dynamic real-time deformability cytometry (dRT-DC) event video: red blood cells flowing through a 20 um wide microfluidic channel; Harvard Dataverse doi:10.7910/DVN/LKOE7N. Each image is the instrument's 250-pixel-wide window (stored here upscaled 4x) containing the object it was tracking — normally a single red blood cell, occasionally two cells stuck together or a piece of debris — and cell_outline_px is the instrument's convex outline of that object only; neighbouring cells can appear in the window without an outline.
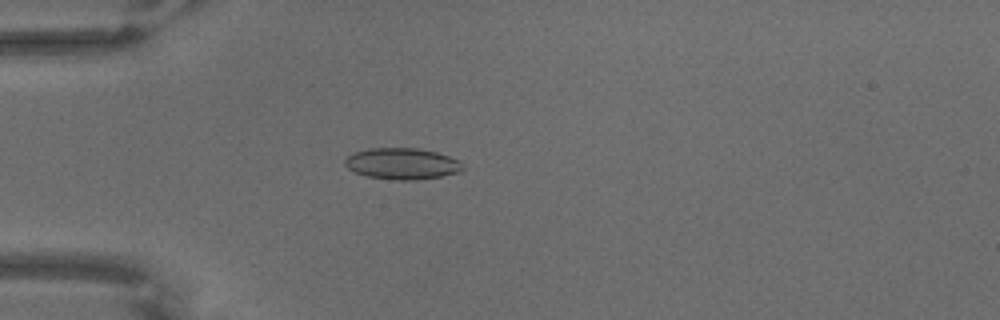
{"species": "common noctule bat (a hibernating species)", "species_latin": "Nyctalus noctula", "temperature_condition": "warm", "stored_images_in_passage": 50, "camera_frame_rate_fps": 3000, "um_per_image_px": 0.085, "animal": {"sex": "male", "body_mass_g": 18.8}, "frame": {"image": 1, "passage_image": 3, "time_ms": 0.667, "image_size_px": [1000, 320], "cell_outline_px": [[464, 168], [460, 172], [440, 176], [416, 180], [396, 180], [368, 176], [356, 172], [348, 168], [344, 164], [344, 160], [352, 152], [368, 148], [420, 148], [436, 152], [460, 160], [464, 164]], "centroid_in_image_um": [34.19, 13.9], "position_along_channel_um": 50.8, "area_um2": 21.62}}
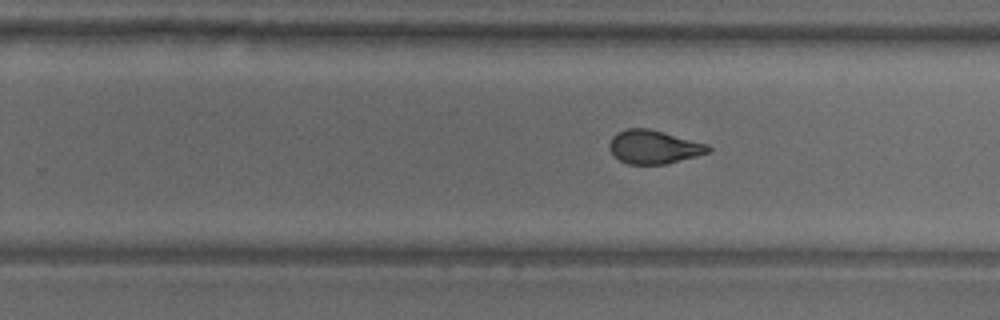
{"frame": {"image": 2, "passage_image": 26, "time_ms": 8.333, "image_size_px": [1000, 320], "cell_outline_px": [[712, 152], [664, 164], [628, 164], [620, 160], [608, 148], [608, 144], [612, 136], [616, 132], [628, 128], [648, 128], [664, 132], [708, 144], [712, 148]], "centroid_in_image_um": [55.57, 12.48], "position_along_channel_um": 274.2, "area_um2": 19.36}}
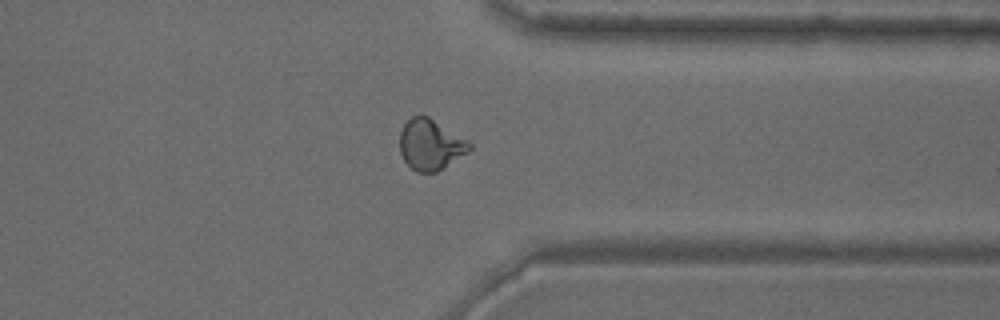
{"frame": {"image": 3, "passage_image": 36, "time_ms": 11.667, "image_size_px": [1000, 320], "cell_outline_px": [[472, 148], [468, 152], [436, 172], [416, 172], [404, 160], [400, 152], [400, 132], [404, 124], [412, 116], [420, 112], [428, 116], [468, 140], [472, 144]], "centroid_in_image_um": [36.58, 12.26], "position_along_channel_um": 374.8, "area_um2": 20.63}}